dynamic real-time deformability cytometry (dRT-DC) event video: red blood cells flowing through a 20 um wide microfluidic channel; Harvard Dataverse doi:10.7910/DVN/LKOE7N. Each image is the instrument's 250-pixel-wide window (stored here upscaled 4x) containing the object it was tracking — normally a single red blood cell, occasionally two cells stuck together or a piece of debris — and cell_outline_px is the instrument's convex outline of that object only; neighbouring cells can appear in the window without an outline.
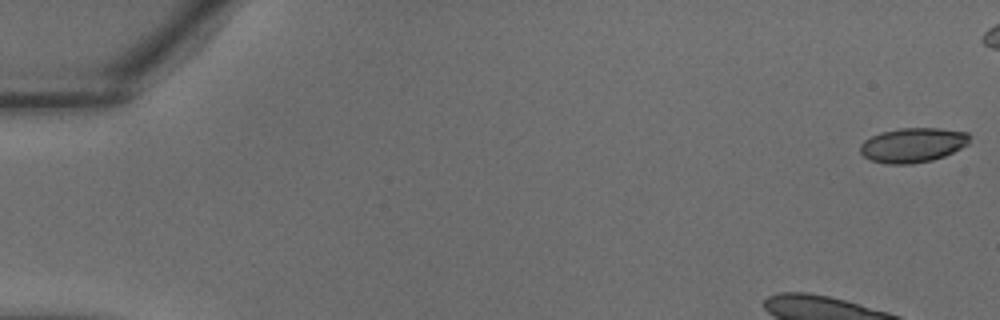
{"species": "common noctule bat (a hibernating species)", "species_latin": "Nyctalus noctula", "temperature_condition": "warm", "stored_images_in_passage": 38, "camera_frame_rate_fps": 3000, "um_per_image_px": 0.085, "animal": {"sex": "male", "body_mass_g": 18.8}, "frame": {"image": 1, "passage_image": 1, "time_ms": 0.0, "image_size_px": [1000, 320], "cell_outline_px": [[968, 144], [944, 156], [932, 160], [912, 164], [888, 164], [872, 160], [864, 156], [860, 152], [860, 144], [864, 140], [880, 132], [900, 128], [940, 128], [968, 132]], "centroid_in_image_um": [77.57, 12.32], "position_along_channel_um": 7.4, "area_um2": 21.96}}